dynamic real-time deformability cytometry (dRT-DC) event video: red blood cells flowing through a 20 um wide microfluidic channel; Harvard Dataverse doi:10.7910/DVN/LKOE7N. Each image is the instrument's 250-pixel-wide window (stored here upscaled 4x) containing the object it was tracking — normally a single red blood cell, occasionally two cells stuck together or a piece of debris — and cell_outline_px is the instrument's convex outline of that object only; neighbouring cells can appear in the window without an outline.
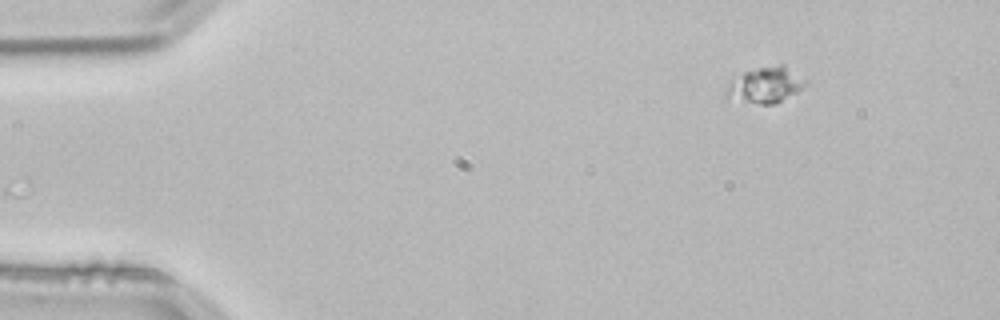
{"species": "common noctule bat (a hibernating species)", "species_latin": "Nyctalus noctula", "temperature_condition": "room temperature", "stored_images_in_passage": 48, "camera_frame_rate_fps": 3000, "um_per_image_px": 0.085, "animal": {"sex": "male", "body_mass_g": 21.5, "forearm_length_mm": 52.0}, "frame": {"image": 1, "passage_image": 1, "time_ms": 0.0, "image_size_px": [1000, 320], "cell_outline_px": [[808, 84], [796, 92], [776, 104], [760, 104], [724, 96], [724, 92], [728, 84], [732, 80], [744, 72], [760, 68], [780, 64], [784, 64], [808, 80]], "centroid_in_image_um": [65.11, 7.22], "position_along_channel_um": 19.9, "area_um2": 16.36}}
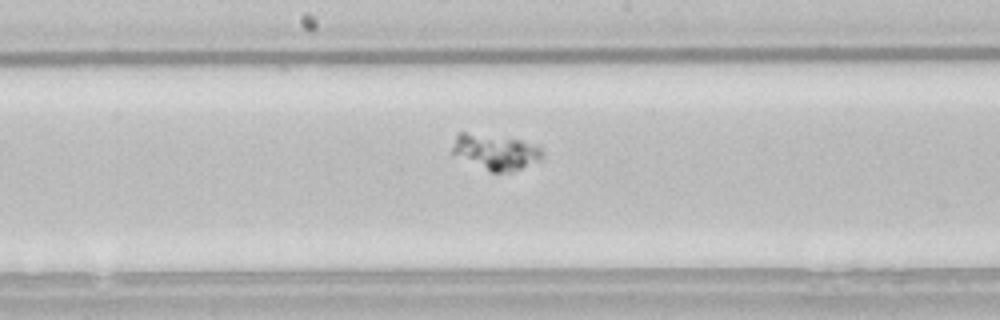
{"frame": {"image": 2, "passage_image": 23, "time_ms": 7.333, "image_size_px": [1000, 320], "cell_outline_px": [[544, 156], [540, 160], [512, 172], [492, 172], [452, 152], [452, 148], [456, 132], [464, 132], [520, 140], [540, 144], [544, 148]], "centroid_in_image_um": [42.22, 12.9], "position_along_channel_um": 206.0, "area_um2": 18.38}}
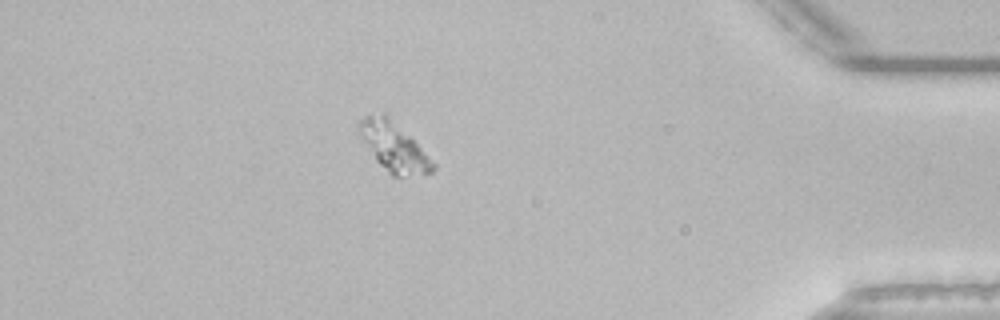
{"frame": {"image": 3, "passage_image": 42, "time_ms": 13.667, "image_size_px": [1000, 320], "cell_outline_px": [[436, 168], [432, 172], [400, 176], [392, 176], [376, 160], [360, 136], [356, 124], [356, 120], [364, 116], [384, 112], [388, 112], [436, 164]], "centroid_in_image_um": [33.43, 12.4], "position_along_channel_um": 401.8, "area_um2": 21.21}}